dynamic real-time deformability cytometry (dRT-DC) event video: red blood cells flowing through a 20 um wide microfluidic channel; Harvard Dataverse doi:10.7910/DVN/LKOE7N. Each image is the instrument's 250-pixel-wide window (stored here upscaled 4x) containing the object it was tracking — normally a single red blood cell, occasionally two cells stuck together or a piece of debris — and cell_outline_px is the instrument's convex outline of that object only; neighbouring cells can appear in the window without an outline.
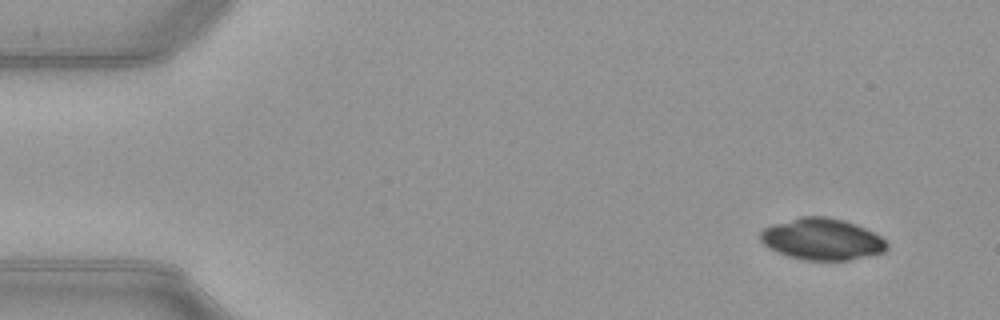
{"species": "common noctule bat (a hibernating species)", "species_latin": "Nyctalus noctula", "temperature_condition": "warm", "stored_images_in_passage": 10, "camera_frame_rate_fps": 3000, "um_per_image_px": 0.085, "animal": {"sex": "female", "body_mass_g": 21.9}, "frame": {"image": 1, "passage_image": 1, "time_ms": 0.0, "image_size_px": [1000, 320], "cell_outline_px": [[888, 248], [884, 252], [848, 260], [804, 260], [788, 256], [776, 252], [768, 248], [760, 240], [760, 232], [764, 228], [772, 224], [800, 216], [824, 216], [844, 220], [856, 224], [880, 236], [888, 244]], "centroid_in_image_um": [69.84, 20.32], "position_along_channel_um": 15.2, "area_um2": 30.69}}